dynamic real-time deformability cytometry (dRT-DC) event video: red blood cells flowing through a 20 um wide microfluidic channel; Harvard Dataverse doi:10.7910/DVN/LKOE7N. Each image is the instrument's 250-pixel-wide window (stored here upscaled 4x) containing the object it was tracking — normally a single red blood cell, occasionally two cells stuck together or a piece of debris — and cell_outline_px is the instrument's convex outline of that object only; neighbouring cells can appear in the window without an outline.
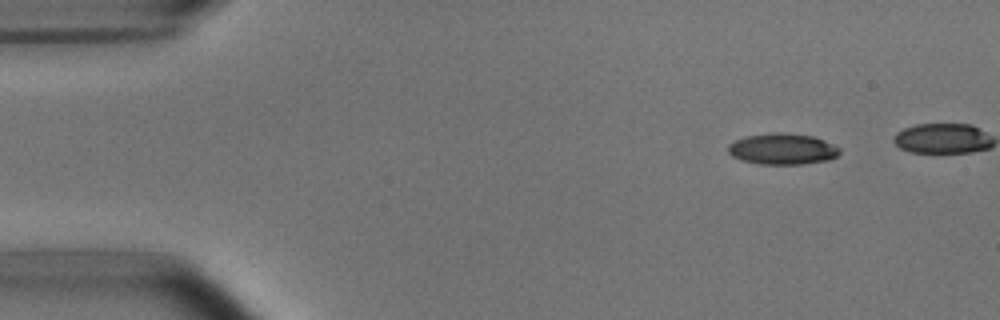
{"species": "common noctule bat (a hibernating species)", "species_latin": "Nyctalus noctula", "temperature_condition": "room temperature", "stored_images_in_passage": 45, "camera_frame_rate_fps": 3000, "um_per_image_px": 0.085, "animal": {"sex": "male", "body_mass_g": 15.6}, "frame": {"image": 1, "passage_image": 5, "time_ms": 1.333, "image_size_px": [1000, 320], "cell_outline_px": [[840, 152], [832, 160], [800, 164], [760, 164], [740, 160], [732, 156], [728, 152], [728, 144], [736, 140], [748, 136], [772, 132], [784, 132], [812, 136], [824, 140], [840, 148]], "centroid_in_image_um": [66.52, 12.66], "position_along_channel_um": 18.5, "area_um2": 20.29}}
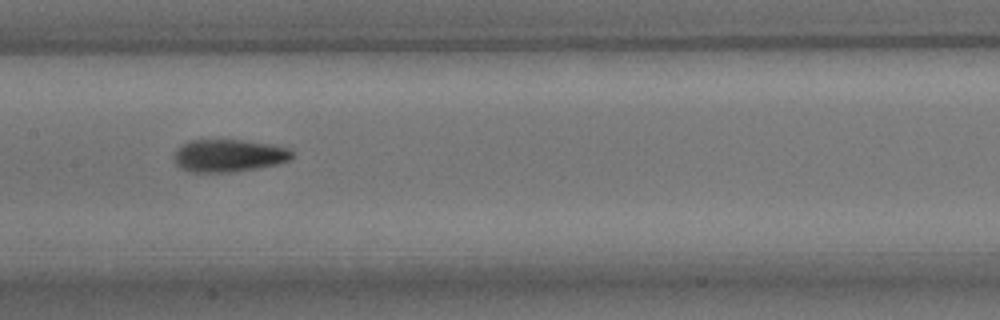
{"frame": {"image": 2, "passage_image": 25, "time_ms": 8.0, "image_size_px": [1000, 320], "cell_outline_px": [[296, 156], [288, 160], [276, 164], [260, 168], [232, 172], [192, 172], [180, 168], [176, 164], [176, 148], [188, 140], [240, 140], [272, 144], [288, 148]], "centroid_in_image_um": [19.46, 13.22], "position_along_channel_um": 187.9, "area_um2": 22.43}}
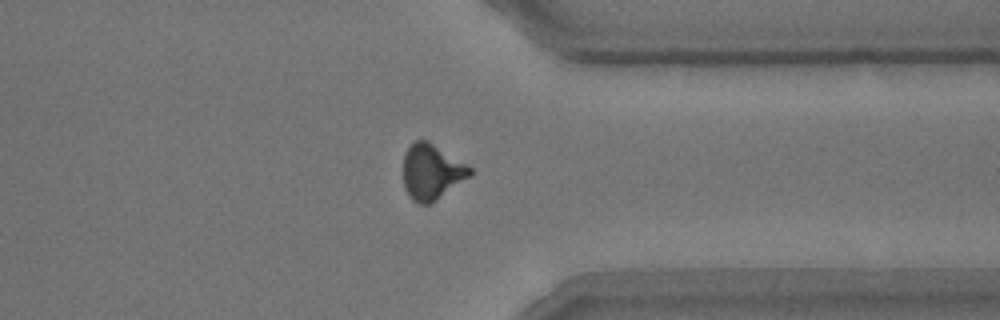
{"frame": {"image": 3, "passage_image": 40, "time_ms": 13.0, "image_size_px": [1000, 320], "cell_outline_px": [[472, 176], [428, 204], [420, 204], [412, 200], [408, 196], [404, 188], [404, 156], [408, 148], [416, 140], [428, 140], [472, 168]], "centroid_in_image_um": [36.69, 14.61], "position_along_channel_um": 374.7, "area_um2": 21.33}, "authors_computed_cell_mechanics": {"area_um2": 21.3282, "velocity_mm_per_s": 3.826, "shape_relaxation_time_tau1_ms": 4.4932, "shape_relaxation_time_tau2_ms": 3.5814, "deformation_change_tau1": 0.1619, "deformation_change_tau2": 0.1174}}